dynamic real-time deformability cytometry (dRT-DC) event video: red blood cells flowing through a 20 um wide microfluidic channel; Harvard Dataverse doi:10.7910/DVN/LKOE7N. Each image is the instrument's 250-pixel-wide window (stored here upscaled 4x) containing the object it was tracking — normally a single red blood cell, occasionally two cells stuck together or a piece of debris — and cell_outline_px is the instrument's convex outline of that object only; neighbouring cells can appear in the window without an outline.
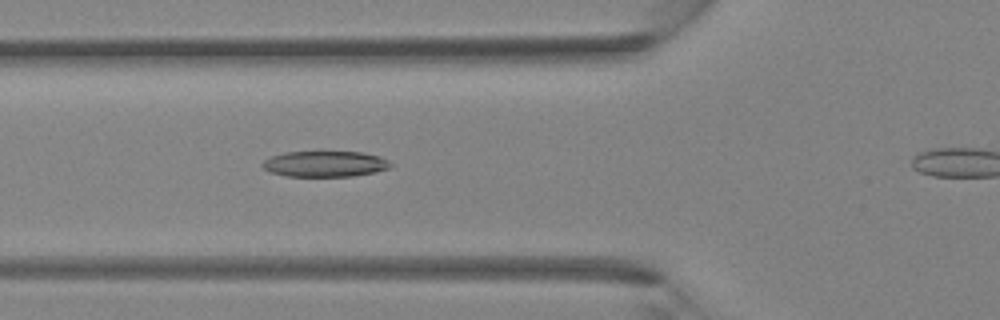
{"species": "Egyptian fruit bat (a non-hibernating species)", "species_latin": "Rousettus aegyptiacus", "temperature_condition": "room temperature", "stored_images_in_passage": 29, "camera_frame_rate_fps": 3000, "um_per_image_px": 0.085, "animal": {"sex": "female"}, "frame": {"image": 1, "passage_image": 9, "time_ms": 2.667, "image_size_px": [1000, 320], "cell_outline_px": [[392, 164], [388, 168], [376, 172], [352, 176], [284, 176], [272, 172], [264, 168], [260, 164], [264, 160], [272, 156], [284, 152], [360, 152], [380, 156], [388, 160]], "centroid_in_image_um": [27.62, 13.93], "position_along_channel_um": 98.2, "area_um2": 19.19}}
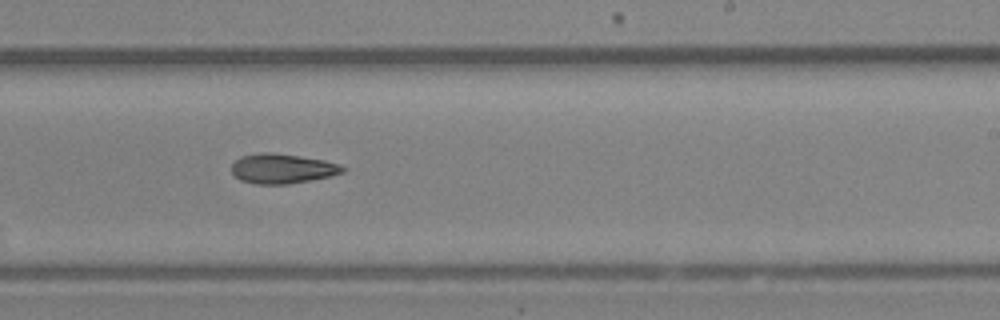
{"frame": {"image": 2, "passage_image": 19, "time_ms": 6.0, "image_size_px": [1000, 320], "cell_outline_px": [[348, 168], [344, 172], [332, 176], [288, 184], [252, 184], [240, 180], [232, 172], [232, 164], [240, 156], [264, 152], [268, 152], [300, 156], [324, 160], [340, 164]], "centroid_in_image_um": [24.02, 14.34], "position_along_channel_um": 265.0, "area_um2": 19.36}}
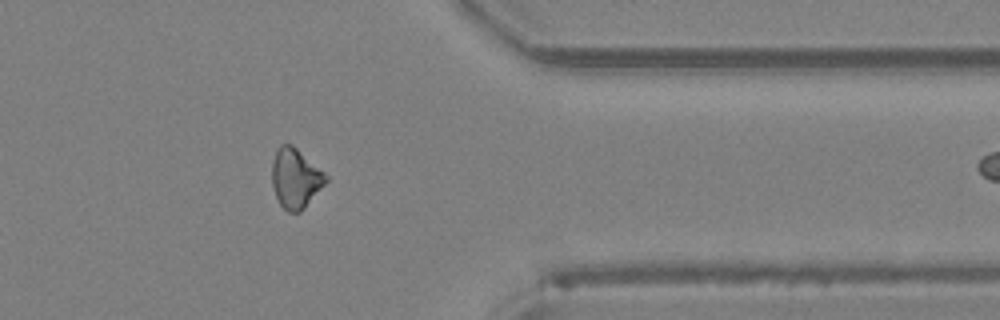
{"frame": {"image": 3, "passage_image": 27, "time_ms": 8.667, "image_size_px": [1000, 320], "cell_outline_px": [[328, 180], [304, 208], [300, 212], [288, 212], [280, 204], [276, 196], [272, 184], [272, 160], [276, 148], [280, 144], [292, 144], [324, 172], [328, 176]], "centroid_in_image_um": [25.1, 15.13], "position_along_channel_um": 386.3, "area_um2": 18.67}}